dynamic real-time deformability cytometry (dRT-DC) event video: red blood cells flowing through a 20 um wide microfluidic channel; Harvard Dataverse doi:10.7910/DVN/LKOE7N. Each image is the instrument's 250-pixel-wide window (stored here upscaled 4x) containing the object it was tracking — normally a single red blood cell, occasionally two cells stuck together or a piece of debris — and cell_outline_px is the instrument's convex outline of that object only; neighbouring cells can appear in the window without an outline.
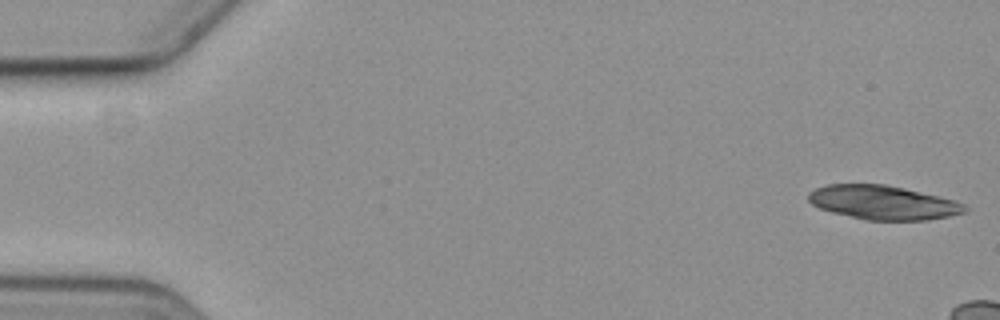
{"species": "common noctule bat (a hibernating species)", "species_latin": "Nyctalus noctula", "temperature_condition": "cold", "stored_images_in_passage": 5, "camera_frame_rate_fps": 3000, "um_per_image_px": 0.085, "animal": {"sex": "female", "body_mass_g": 19.3, "forearm_length_mm": 54.1}, "frame": {"image": 1, "passage_image": 1, "time_ms": 0.0, "image_size_px": [1000, 320], "cell_outline_px": [[968, 208], [964, 212], [948, 216], [928, 220], [868, 220], [832, 212], [820, 208], [812, 204], [808, 200], [808, 192], [816, 188], [828, 184], [884, 184], [904, 188], [952, 200], [964, 204]], "centroid_in_image_um": [75.02, 17.21], "position_along_channel_um": 10.0, "area_um2": 30.63}}